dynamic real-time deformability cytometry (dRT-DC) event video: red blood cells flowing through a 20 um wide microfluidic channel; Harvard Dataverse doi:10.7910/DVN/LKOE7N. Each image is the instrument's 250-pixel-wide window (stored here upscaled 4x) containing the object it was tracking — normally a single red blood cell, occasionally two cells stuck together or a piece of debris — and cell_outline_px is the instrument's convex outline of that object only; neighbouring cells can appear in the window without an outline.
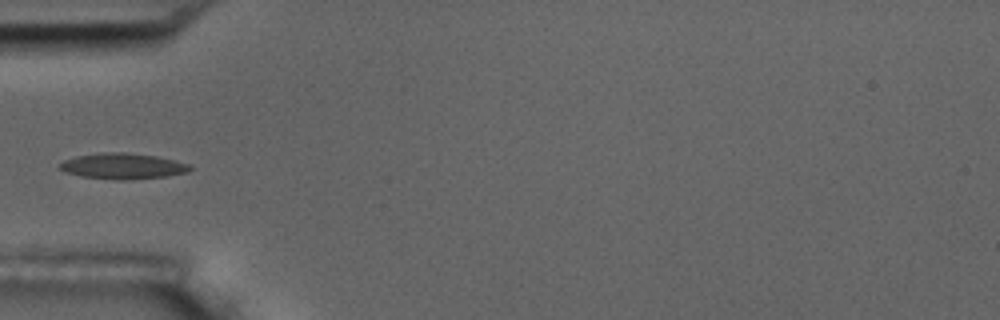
{"species": "common noctule bat (a hibernating species)", "species_latin": "Nyctalus noctula", "temperature_condition": "room temperature", "stored_images_in_passage": 15, "camera_frame_rate_fps": 3000, "um_per_image_px": 0.085, "animal": {"sex": "male", "body_mass_g": 17.5, "forearm_length_mm": 52.3}, "frame": {"image": 1, "passage_image": 5, "time_ms": 5.667, "image_size_px": [1000, 320], "cell_outline_px": [[192, 168], [188, 172], [168, 176], [124, 180], [120, 180], [80, 176], [64, 172], [60, 168], [60, 164], [64, 160], [76, 156], [100, 152], [124, 152], [156, 156], [188, 164]], "centroid_in_image_um": [10.41, 14.12], "position_along_channel_um": 74.6, "area_um2": 19.48}}
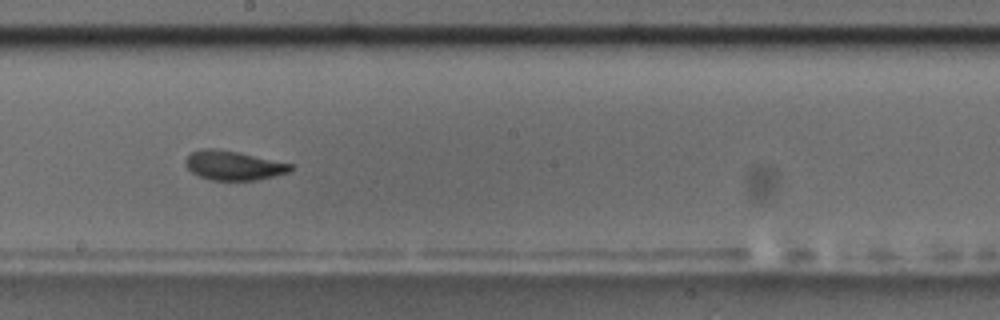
{"frame": {"image": 2, "passage_image": 9, "time_ms": 10.0, "image_size_px": [1000, 320], "cell_outline_px": [[292, 172], [256, 180], [212, 180], [200, 176], [192, 172], [188, 168], [184, 160], [192, 152], [204, 148], [208, 148], [236, 152], [292, 164]], "centroid_in_image_um": [19.85, 14.08], "position_along_channel_um": 228.3, "area_um2": 17.57}, "authors_computed_cell_mechanics": {"area_um2": 18.2648, "velocity_mm_per_s": 3.5621, "shape_relaxation_time_tau1_ms": 6.4579, "shape_relaxation_time_tau2_ms": 3.9045, "deformation_change_tau1": 0.1454, "deformation_change_tau2": 0.0949}}